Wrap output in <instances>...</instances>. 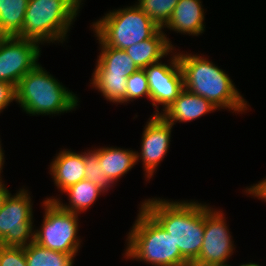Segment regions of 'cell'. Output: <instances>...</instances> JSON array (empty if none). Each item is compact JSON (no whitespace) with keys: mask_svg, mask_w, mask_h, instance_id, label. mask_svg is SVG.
<instances>
[{"mask_svg":"<svg viewBox=\"0 0 266 266\" xmlns=\"http://www.w3.org/2000/svg\"><path fill=\"white\" fill-rule=\"evenodd\" d=\"M91 26L100 46L122 50L151 38L160 29L136 4L110 11Z\"/></svg>","mask_w":266,"mask_h":266,"instance_id":"8992f818","label":"cell"},{"mask_svg":"<svg viewBox=\"0 0 266 266\" xmlns=\"http://www.w3.org/2000/svg\"><path fill=\"white\" fill-rule=\"evenodd\" d=\"M28 266H73L71 254L54 251L40 246L34 241L24 246Z\"/></svg>","mask_w":266,"mask_h":266,"instance_id":"44dd1931","label":"cell"},{"mask_svg":"<svg viewBox=\"0 0 266 266\" xmlns=\"http://www.w3.org/2000/svg\"><path fill=\"white\" fill-rule=\"evenodd\" d=\"M0 266H28L24 247L3 246L0 249Z\"/></svg>","mask_w":266,"mask_h":266,"instance_id":"484cf974","label":"cell"},{"mask_svg":"<svg viewBox=\"0 0 266 266\" xmlns=\"http://www.w3.org/2000/svg\"><path fill=\"white\" fill-rule=\"evenodd\" d=\"M99 163L103 175L115 184L137 163L136 151L117 147H102L99 148Z\"/></svg>","mask_w":266,"mask_h":266,"instance_id":"ac0fdd59","label":"cell"},{"mask_svg":"<svg viewBox=\"0 0 266 266\" xmlns=\"http://www.w3.org/2000/svg\"><path fill=\"white\" fill-rule=\"evenodd\" d=\"M100 48L92 77L128 78L140 69L124 50L110 46Z\"/></svg>","mask_w":266,"mask_h":266,"instance_id":"e0dca14e","label":"cell"},{"mask_svg":"<svg viewBox=\"0 0 266 266\" xmlns=\"http://www.w3.org/2000/svg\"><path fill=\"white\" fill-rule=\"evenodd\" d=\"M212 209L208 204L205 205L203 245L199 257L191 266L228 265L227 260L233 255L235 248L224 214Z\"/></svg>","mask_w":266,"mask_h":266,"instance_id":"9c48e42d","label":"cell"},{"mask_svg":"<svg viewBox=\"0 0 266 266\" xmlns=\"http://www.w3.org/2000/svg\"><path fill=\"white\" fill-rule=\"evenodd\" d=\"M91 85L96 88L110 102L115 104L126 103L127 78L92 77Z\"/></svg>","mask_w":266,"mask_h":266,"instance_id":"7402d4cb","label":"cell"},{"mask_svg":"<svg viewBox=\"0 0 266 266\" xmlns=\"http://www.w3.org/2000/svg\"><path fill=\"white\" fill-rule=\"evenodd\" d=\"M54 184L61 192L85 179L84 152L63 149L50 164Z\"/></svg>","mask_w":266,"mask_h":266,"instance_id":"5bb4252c","label":"cell"},{"mask_svg":"<svg viewBox=\"0 0 266 266\" xmlns=\"http://www.w3.org/2000/svg\"><path fill=\"white\" fill-rule=\"evenodd\" d=\"M138 217L127 235L125 257L152 266H191L175 247L172 237L141 206Z\"/></svg>","mask_w":266,"mask_h":266,"instance_id":"277c9868","label":"cell"},{"mask_svg":"<svg viewBox=\"0 0 266 266\" xmlns=\"http://www.w3.org/2000/svg\"><path fill=\"white\" fill-rule=\"evenodd\" d=\"M78 97L38 63L16 86V102L27 114L67 113L78 106Z\"/></svg>","mask_w":266,"mask_h":266,"instance_id":"3957f363","label":"cell"},{"mask_svg":"<svg viewBox=\"0 0 266 266\" xmlns=\"http://www.w3.org/2000/svg\"><path fill=\"white\" fill-rule=\"evenodd\" d=\"M43 224L34 230V242L42 247L76 256L80 239L78 214L63 210L55 201L44 200Z\"/></svg>","mask_w":266,"mask_h":266,"instance_id":"52a82bcc","label":"cell"},{"mask_svg":"<svg viewBox=\"0 0 266 266\" xmlns=\"http://www.w3.org/2000/svg\"><path fill=\"white\" fill-rule=\"evenodd\" d=\"M172 126L161 115L153 114L144 127L141 151L136 152V162L142 160L148 180L169 150Z\"/></svg>","mask_w":266,"mask_h":266,"instance_id":"7c38bea8","label":"cell"},{"mask_svg":"<svg viewBox=\"0 0 266 266\" xmlns=\"http://www.w3.org/2000/svg\"><path fill=\"white\" fill-rule=\"evenodd\" d=\"M3 247V245H2V241L0 240V249Z\"/></svg>","mask_w":266,"mask_h":266,"instance_id":"1f68e13d","label":"cell"},{"mask_svg":"<svg viewBox=\"0 0 266 266\" xmlns=\"http://www.w3.org/2000/svg\"><path fill=\"white\" fill-rule=\"evenodd\" d=\"M28 0H0V35L18 36L23 27Z\"/></svg>","mask_w":266,"mask_h":266,"instance_id":"ffe728a7","label":"cell"},{"mask_svg":"<svg viewBox=\"0 0 266 266\" xmlns=\"http://www.w3.org/2000/svg\"><path fill=\"white\" fill-rule=\"evenodd\" d=\"M79 9L81 8L80 5L83 0H71Z\"/></svg>","mask_w":266,"mask_h":266,"instance_id":"f546056e","label":"cell"},{"mask_svg":"<svg viewBox=\"0 0 266 266\" xmlns=\"http://www.w3.org/2000/svg\"><path fill=\"white\" fill-rule=\"evenodd\" d=\"M218 110L210 101L202 96L191 93L185 88L175 101L160 115L172 125L176 122L195 120L211 111Z\"/></svg>","mask_w":266,"mask_h":266,"instance_id":"4fadbf2b","label":"cell"},{"mask_svg":"<svg viewBox=\"0 0 266 266\" xmlns=\"http://www.w3.org/2000/svg\"><path fill=\"white\" fill-rule=\"evenodd\" d=\"M99 186L93 184L91 181L84 179L79 181L64 190L62 193H67L69 197V204H63L58 198H46L48 201H55L63 210L80 214L85 211L97 200V197L103 194Z\"/></svg>","mask_w":266,"mask_h":266,"instance_id":"d6986e66","label":"cell"},{"mask_svg":"<svg viewBox=\"0 0 266 266\" xmlns=\"http://www.w3.org/2000/svg\"><path fill=\"white\" fill-rule=\"evenodd\" d=\"M28 190L11 193L0 209V240L3 246L24 247L34 241L33 212Z\"/></svg>","mask_w":266,"mask_h":266,"instance_id":"ba28073f","label":"cell"},{"mask_svg":"<svg viewBox=\"0 0 266 266\" xmlns=\"http://www.w3.org/2000/svg\"><path fill=\"white\" fill-rule=\"evenodd\" d=\"M239 266H260V265L257 264V263H251V262H249V263H246V264H241Z\"/></svg>","mask_w":266,"mask_h":266,"instance_id":"4dcf8cb0","label":"cell"},{"mask_svg":"<svg viewBox=\"0 0 266 266\" xmlns=\"http://www.w3.org/2000/svg\"><path fill=\"white\" fill-rule=\"evenodd\" d=\"M14 100L16 101V86L0 81V113Z\"/></svg>","mask_w":266,"mask_h":266,"instance_id":"4316f807","label":"cell"},{"mask_svg":"<svg viewBox=\"0 0 266 266\" xmlns=\"http://www.w3.org/2000/svg\"><path fill=\"white\" fill-rule=\"evenodd\" d=\"M141 206L169 233L180 254L192 264L203 245L205 204L152 198L145 199Z\"/></svg>","mask_w":266,"mask_h":266,"instance_id":"6da1fadb","label":"cell"},{"mask_svg":"<svg viewBox=\"0 0 266 266\" xmlns=\"http://www.w3.org/2000/svg\"><path fill=\"white\" fill-rule=\"evenodd\" d=\"M171 43L160 28L151 38L129 46L124 51L140 69H144L174 51L175 47Z\"/></svg>","mask_w":266,"mask_h":266,"instance_id":"2e32d148","label":"cell"},{"mask_svg":"<svg viewBox=\"0 0 266 266\" xmlns=\"http://www.w3.org/2000/svg\"><path fill=\"white\" fill-rule=\"evenodd\" d=\"M204 9L201 0H179L168 22L162 27L193 36L204 32ZM201 33V34H200Z\"/></svg>","mask_w":266,"mask_h":266,"instance_id":"9a60e30c","label":"cell"},{"mask_svg":"<svg viewBox=\"0 0 266 266\" xmlns=\"http://www.w3.org/2000/svg\"><path fill=\"white\" fill-rule=\"evenodd\" d=\"M179 0H138L137 6L160 28L170 19Z\"/></svg>","mask_w":266,"mask_h":266,"instance_id":"603a6c76","label":"cell"},{"mask_svg":"<svg viewBox=\"0 0 266 266\" xmlns=\"http://www.w3.org/2000/svg\"><path fill=\"white\" fill-rule=\"evenodd\" d=\"M5 160V158H4V153H3V149H2V147H1V141H0V177H1V171H2V169H3V165H4V161Z\"/></svg>","mask_w":266,"mask_h":266,"instance_id":"f1b7e54d","label":"cell"},{"mask_svg":"<svg viewBox=\"0 0 266 266\" xmlns=\"http://www.w3.org/2000/svg\"><path fill=\"white\" fill-rule=\"evenodd\" d=\"M10 194L9 190H7V187L2 182V178L0 177V209L2 208L6 198Z\"/></svg>","mask_w":266,"mask_h":266,"instance_id":"83f0119b","label":"cell"},{"mask_svg":"<svg viewBox=\"0 0 266 266\" xmlns=\"http://www.w3.org/2000/svg\"><path fill=\"white\" fill-rule=\"evenodd\" d=\"M39 43L17 36L0 39V81L17 86L18 82L37 64Z\"/></svg>","mask_w":266,"mask_h":266,"instance_id":"30bf717a","label":"cell"},{"mask_svg":"<svg viewBox=\"0 0 266 266\" xmlns=\"http://www.w3.org/2000/svg\"><path fill=\"white\" fill-rule=\"evenodd\" d=\"M171 62L155 63L144 68L150 89V100L156 107L155 115H160L158 105L163 106V112L175 101L184 89L183 75L177 54L170 57Z\"/></svg>","mask_w":266,"mask_h":266,"instance_id":"8fae6325","label":"cell"},{"mask_svg":"<svg viewBox=\"0 0 266 266\" xmlns=\"http://www.w3.org/2000/svg\"><path fill=\"white\" fill-rule=\"evenodd\" d=\"M183 75L184 88L220 108L243 112L247 101L236 89L232 79L208 58L200 55L177 53Z\"/></svg>","mask_w":266,"mask_h":266,"instance_id":"7a4b0ae2","label":"cell"},{"mask_svg":"<svg viewBox=\"0 0 266 266\" xmlns=\"http://www.w3.org/2000/svg\"><path fill=\"white\" fill-rule=\"evenodd\" d=\"M85 179L99 186L103 191H108L114 183L107 176L103 175L102 167L99 163V148L84 151ZM113 184V185H112Z\"/></svg>","mask_w":266,"mask_h":266,"instance_id":"cb8c5ba5","label":"cell"},{"mask_svg":"<svg viewBox=\"0 0 266 266\" xmlns=\"http://www.w3.org/2000/svg\"><path fill=\"white\" fill-rule=\"evenodd\" d=\"M78 11L71 0H28L22 31L17 37L39 44L63 43Z\"/></svg>","mask_w":266,"mask_h":266,"instance_id":"5b68a950","label":"cell"},{"mask_svg":"<svg viewBox=\"0 0 266 266\" xmlns=\"http://www.w3.org/2000/svg\"><path fill=\"white\" fill-rule=\"evenodd\" d=\"M143 96L150 99L149 83L145 70L138 69L127 78L126 102L129 103Z\"/></svg>","mask_w":266,"mask_h":266,"instance_id":"d4e9b609","label":"cell"}]
</instances>
